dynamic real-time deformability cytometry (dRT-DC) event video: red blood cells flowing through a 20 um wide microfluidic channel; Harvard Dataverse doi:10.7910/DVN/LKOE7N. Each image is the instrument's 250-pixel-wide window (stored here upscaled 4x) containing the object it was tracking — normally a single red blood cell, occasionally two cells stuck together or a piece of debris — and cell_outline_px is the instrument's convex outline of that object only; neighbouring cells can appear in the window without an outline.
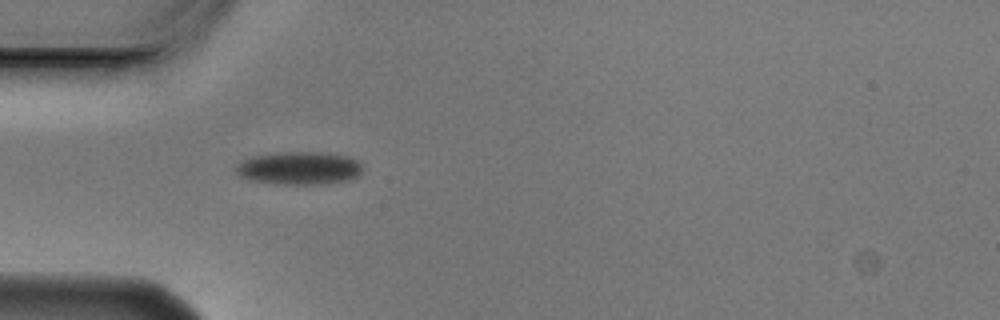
{"species": "Egyptian fruit bat (a non-hibernating species)", "species_latin": "Rousettus aegyptiacus", "temperature_condition": "cold", "stored_images_in_passage": 4, "camera_frame_rate_fps": 3000, "um_per_image_px": 0.085, "animal": {"sex": "male"}, "frame": {"image": 1, "passage_image": 3, "time_ms": 0.667, "image_size_px": [1000, 320], "cell_outline_px": [[360, 176], [348, 180], [328, 184], [284, 184], [252, 180], [236, 172], [236, 164], [244, 160], [256, 156], [280, 152], [320, 152], [348, 156], [356, 160], [360, 164]], "centroid_in_image_um": [25.48, 14.29], "position_along_channel_um": 59.5, "area_um2": 23.99}}
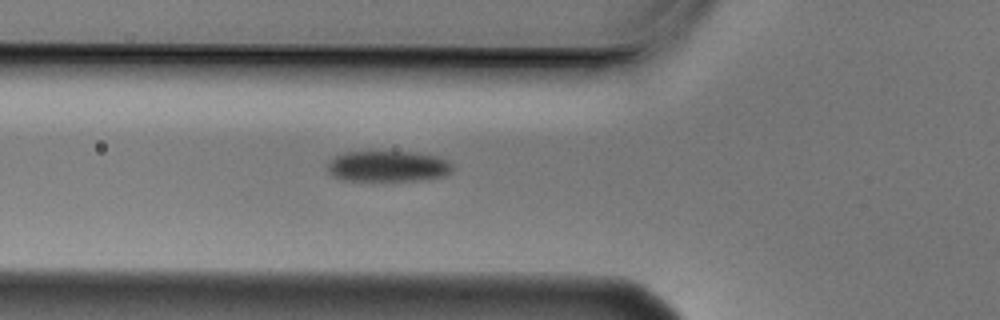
{"frame": {"image": 2, "passage_image": 4, "time_ms": 1.0, "image_size_px": [1000, 320], "cell_outline_px": [[452, 172], [444, 176], [428, 180], [372, 184], [340, 180], [332, 176], [328, 172], [328, 164], [336, 156], [348, 152], [412, 152], [436, 156], [448, 160], [452, 164]], "centroid_in_image_um": [32.97, 14.21], "position_along_channel_um": 92.8, "area_um2": 23.7}}